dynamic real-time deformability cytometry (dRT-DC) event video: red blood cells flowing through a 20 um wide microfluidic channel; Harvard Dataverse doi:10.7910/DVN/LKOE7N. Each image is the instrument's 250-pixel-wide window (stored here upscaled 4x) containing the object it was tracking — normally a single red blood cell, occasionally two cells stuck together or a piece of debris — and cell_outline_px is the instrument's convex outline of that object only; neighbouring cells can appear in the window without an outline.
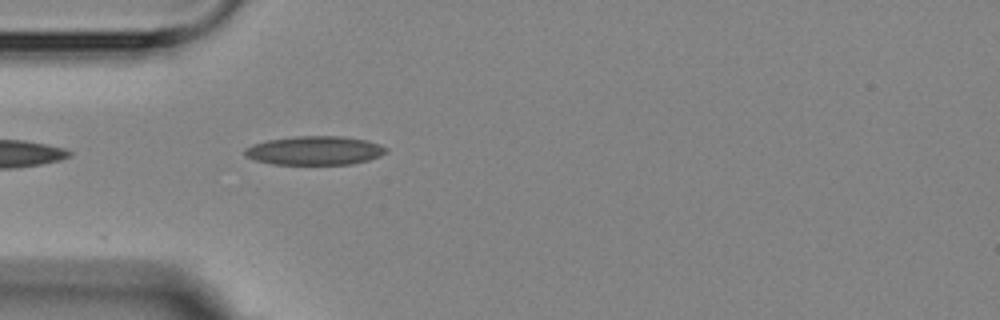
{"species": "Egyptian fruit bat (a non-hibernating species)", "species_latin": "Rousettus aegyptiacus", "temperature_condition": "room temperature", "stored_images_in_passage": 4, "camera_frame_rate_fps": 3000, "um_per_image_px": 0.085, "animal": {"sex": "female"}, "frame": {"image": 1, "passage_image": 4, "time_ms": 3.667, "image_size_px": [1000, 320], "cell_outline_px": [[388, 152], [380, 156], [368, 160], [352, 164], [272, 164], [256, 160], [244, 156], [244, 148], [252, 144], [268, 140], [296, 136], [344, 136], [368, 140], [388, 148]], "centroid_in_image_um": [26.76, 12.79], "position_along_channel_um": 58.2, "area_um2": 23.87}}